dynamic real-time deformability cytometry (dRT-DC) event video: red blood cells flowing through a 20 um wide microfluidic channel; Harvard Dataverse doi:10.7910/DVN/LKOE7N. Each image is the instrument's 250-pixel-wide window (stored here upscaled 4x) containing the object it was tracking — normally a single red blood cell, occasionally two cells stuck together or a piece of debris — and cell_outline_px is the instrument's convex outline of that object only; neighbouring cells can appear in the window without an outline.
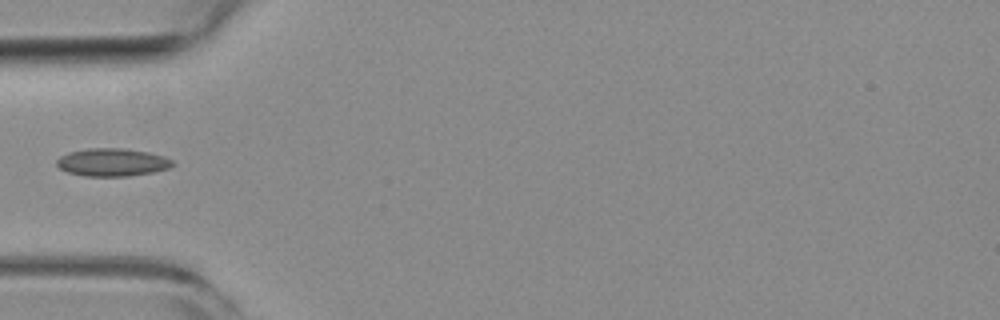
{"species": "common noctule bat (a hibernating species)", "species_latin": "Nyctalus noctula", "temperature_condition": "room temperature", "stored_images_in_passage": 12, "camera_frame_rate_fps": 3000, "um_per_image_px": 0.085, "animal": {"sex": "female", "body_mass_g": 19.3, "forearm_length_mm": 54.1}, "frame": {"image": 1, "passage_image": 1, "time_ms": 0.0, "image_size_px": [1000, 320], "cell_outline_px": [[176, 164], [168, 168], [152, 172], [128, 176], [84, 176], [68, 172], [60, 168], [56, 164], [56, 160], [60, 156], [68, 152], [88, 148], [124, 148], [148, 152], [164, 156], [172, 160]], "centroid_in_image_um": [9.54, 13.79], "position_along_channel_um": 75.5, "area_um2": 18.84}}
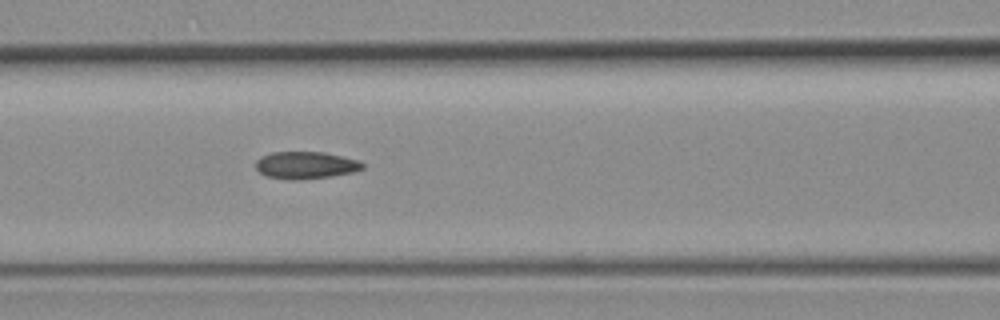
{"frame": {"image": 2, "passage_image": 6, "time_ms": 1.667, "image_size_px": [1000, 320], "cell_outline_px": [[364, 168], [352, 172], [332, 176], [296, 180], [292, 180], [268, 176], [260, 172], [256, 168], [256, 160], [260, 156], [272, 152], [324, 152], [360, 160], [364, 164]], "centroid_in_image_um": [26.0, 14.03], "position_along_channel_um": 140.6, "area_um2": 16.94}}